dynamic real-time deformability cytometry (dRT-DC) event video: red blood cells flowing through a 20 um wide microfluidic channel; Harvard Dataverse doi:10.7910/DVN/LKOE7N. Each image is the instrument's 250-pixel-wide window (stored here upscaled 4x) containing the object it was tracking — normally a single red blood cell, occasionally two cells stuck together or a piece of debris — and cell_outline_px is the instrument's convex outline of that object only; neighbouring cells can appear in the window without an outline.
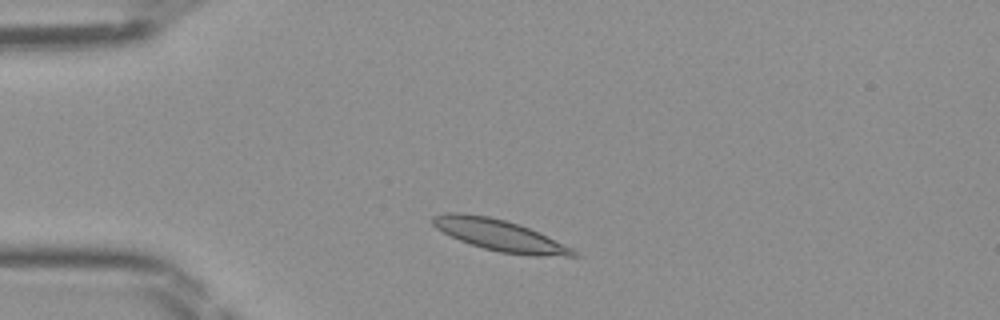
{"species": "Egyptian fruit bat (a non-hibernating species)", "species_latin": "Rousettus aegyptiacus", "temperature_condition": "room temperature", "stored_images_in_passage": 37, "camera_frame_rate_fps": 3000, "um_per_image_px": 0.085, "frame": {"image": 1, "passage_image": 1, "time_ms": 0.0, "image_size_px": [1000, 320], "cell_outline_px": [[580, 256], [536, 256], [500, 252], [484, 248], [460, 240], [436, 228], [432, 224], [432, 216], [444, 212], [460, 212], [488, 216], [520, 224], [572, 248], [580, 252]], "centroid_in_image_um": [42.46, 19.99], "position_along_channel_um": 42.5, "area_um2": 25.43}}
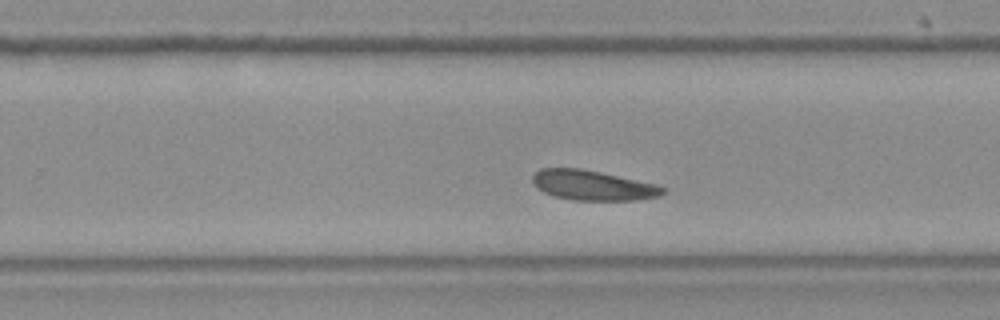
{"frame": {"image": 2, "passage_image": 20, "time_ms": 6.333, "image_size_px": [1000, 320], "cell_outline_px": [[668, 188], [660, 196], [636, 200], [572, 200], [552, 196], [536, 188], [532, 184], [532, 176], [540, 168], [580, 168], [600, 172], [656, 184]], "centroid_in_image_um": [50.36, 15.76], "position_along_channel_um": 279.4, "area_um2": 22.89}}
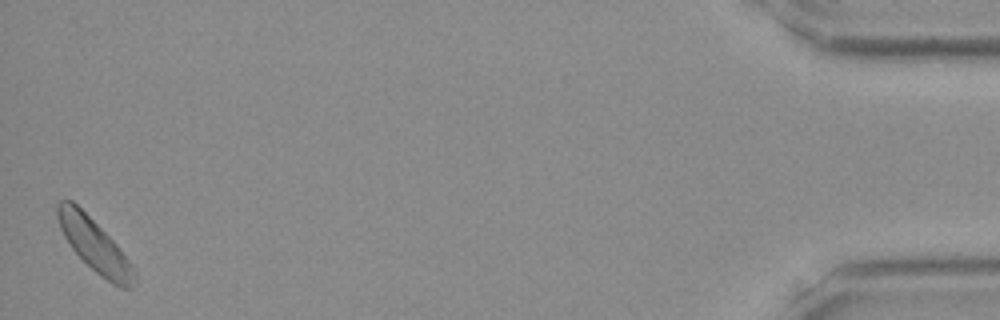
{"frame": {"image": 3, "passage_image": 37, "time_ms": 12.0, "image_size_px": [1000, 320], "cell_outline_px": [[136, 284], [132, 288], [120, 288], [112, 284], [100, 276], [72, 248], [64, 236], [60, 228], [56, 216], [56, 204], [60, 200], [72, 200], [116, 244], [132, 264], [136, 272]], "centroid_in_image_um": [8.05, 20.88], "position_along_channel_um": 427.1, "area_um2": 23.29}}